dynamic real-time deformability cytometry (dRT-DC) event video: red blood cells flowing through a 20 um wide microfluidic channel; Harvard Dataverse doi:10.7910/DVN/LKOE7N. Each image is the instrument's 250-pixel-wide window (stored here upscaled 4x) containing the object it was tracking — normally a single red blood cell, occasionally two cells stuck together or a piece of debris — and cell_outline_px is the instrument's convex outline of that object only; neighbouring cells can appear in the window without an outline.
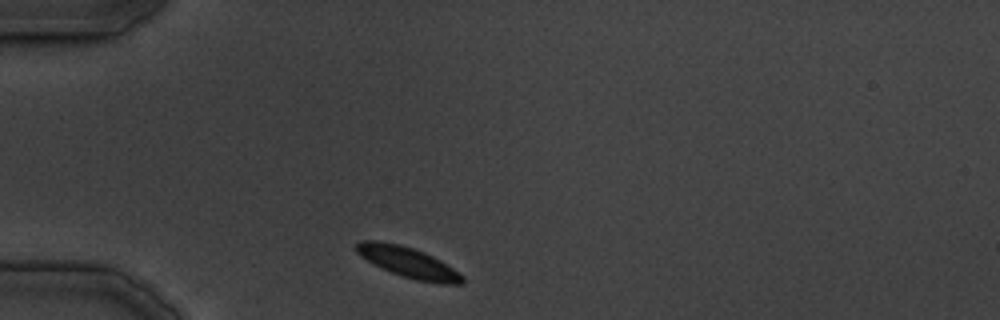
{"species": "common noctule bat (a hibernating species)", "species_latin": "Nyctalus noctula", "temperature_condition": "cold", "stored_images_in_passage": 30, "camera_frame_rate_fps": 3000, "um_per_image_px": 0.085, "animal": {"sex": "male", "body_mass_g": 19.5, "forearm_length_mm": 54.6}, "frame": {"image": 1, "passage_image": 1, "time_ms": 0.0, "image_size_px": [1000, 320], "cell_outline_px": [[464, 284], [440, 284], [416, 280], [400, 276], [380, 268], [360, 256], [356, 252], [356, 244], [360, 240], [376, 240], [400, 244], [424, 252], [440, 260], [464, 276]], "centroid_in_image_um": [34.68, 22.3], "position_along_channel_um": 50.3, "area_um2": 19.02}}
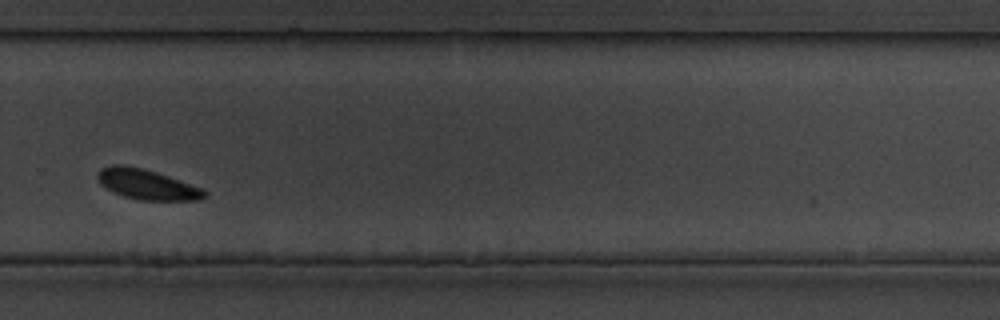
{"frame": {"image": 2, "passage_image": 19, "time_ms": 20.667, "image_size_px": [1000, 320], "cell_outline_px": [[208, 196], [200, 200], [140, 200], [124, 196], [112, 192], [104, 188], [100, 184], [96, 176], [100, 168], [108, 164], [124, 164], [144, 168], [204, 188], [208, 192]], "centroid_in_image_um": [12.48, 15.66], "position_along_channel_um": 317.3, "area_um2": 19.25}}
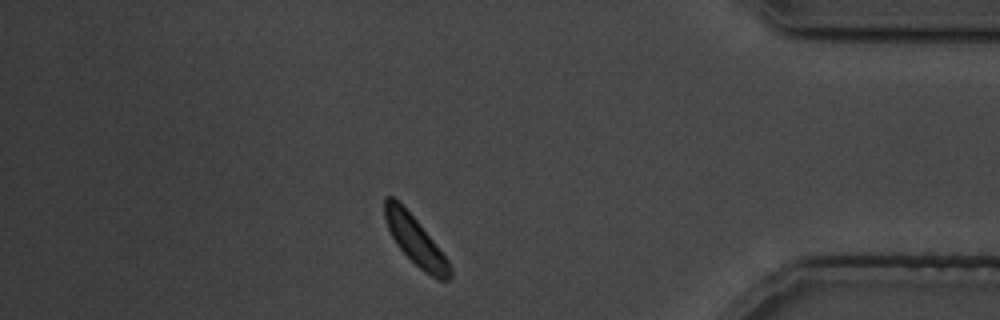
{"frame": {"image": 3, "passage_image": 26, "time_ms": 28.667, "image_size_px": [1000, 320], "cell_outline_px": [[452, 276], [448, 280], [440, 280], [424, 272], [396, 244], [388, 228], [384, 216], [384, 196], [392, 196], [416, 220], [448, 260], [452, 268]], "centroid_in_image_um": [35.31, 20.47], "position_along_channel_um": 399.9, "area_um2": 17.86}}